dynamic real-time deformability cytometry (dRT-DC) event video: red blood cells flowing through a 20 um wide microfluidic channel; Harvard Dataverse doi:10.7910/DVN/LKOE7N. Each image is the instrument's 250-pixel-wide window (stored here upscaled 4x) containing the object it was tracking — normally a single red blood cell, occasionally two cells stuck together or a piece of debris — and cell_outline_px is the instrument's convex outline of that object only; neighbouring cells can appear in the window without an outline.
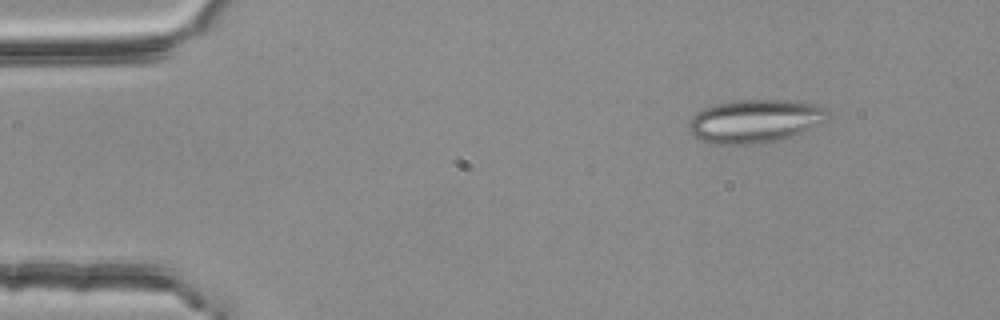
{"species": "common noctule bat (a hibernating species)", "species_latin": "Nyctalus noctula", "temperature_condition": "room temperature", "stored_images_in_passage": 3, "camera_frame_rate_fps": 3000, "um_per_image_px": 0.085, "animal": {"sex": "female", "body_mass_g": 25.1}, "frame": {"image": 1, "passage_image": 1, "time_ms": 0.0, "image_size_px": [1000, 320], "cell_outline_px": [[832, 116], [824, 124], [792, 136], [780, 140], [752, 144], [712, 144], [700, 140], [688, 128], [688, 124], [692, 116], [696, 112], [704, 108], [716, 104], [736, 100], [788, 100], [816, 104], [828, 108]], "centroid_in_image_um": [64.26, 10.29], "position_along_channel_um": 20.7, "area_um2": 35.55}}